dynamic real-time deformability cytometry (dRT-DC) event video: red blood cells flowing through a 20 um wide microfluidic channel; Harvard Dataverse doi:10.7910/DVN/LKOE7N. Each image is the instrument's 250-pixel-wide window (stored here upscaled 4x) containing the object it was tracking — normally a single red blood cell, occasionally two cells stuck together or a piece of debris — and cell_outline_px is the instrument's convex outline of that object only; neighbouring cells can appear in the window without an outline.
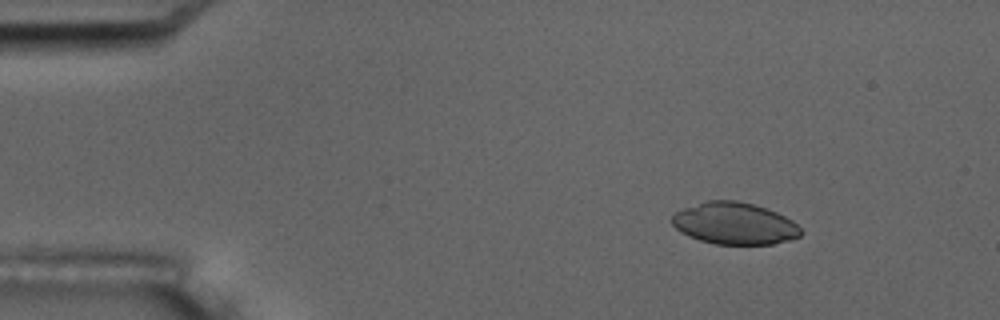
{"species": "common noctule bat (a hibernating species)", "species_latin": "Nyctalus noctula", "temperature_condition": "room temperature", "stored_images_in_passage": 6, "camera_frame_rate_fps": 3000, "um_per_image_px": 0.085, "animal": {"sex": "male", "body_mass_g": 17.5, "forearm_length_mm": 52.3}, "frame": {"image": 1, "passage_image": 3, "time_ms": 2.333, "image_size_px": [1000, 320], "cell_outline_px": [[804, 232], [800, 236], [792, 240], [772, 244], [716, 244], [700, 240], [688, 236], [680, 232], [672, 224], [672, 216], [676, 212], [684, 208], [708, 200], [736, 200], [752, 204], [776, 212], [792, 220]], "centroid_in_image_um": [62.45, 19.0], "position_along_channel_um": 22.6, "area_um2": 31.39}}